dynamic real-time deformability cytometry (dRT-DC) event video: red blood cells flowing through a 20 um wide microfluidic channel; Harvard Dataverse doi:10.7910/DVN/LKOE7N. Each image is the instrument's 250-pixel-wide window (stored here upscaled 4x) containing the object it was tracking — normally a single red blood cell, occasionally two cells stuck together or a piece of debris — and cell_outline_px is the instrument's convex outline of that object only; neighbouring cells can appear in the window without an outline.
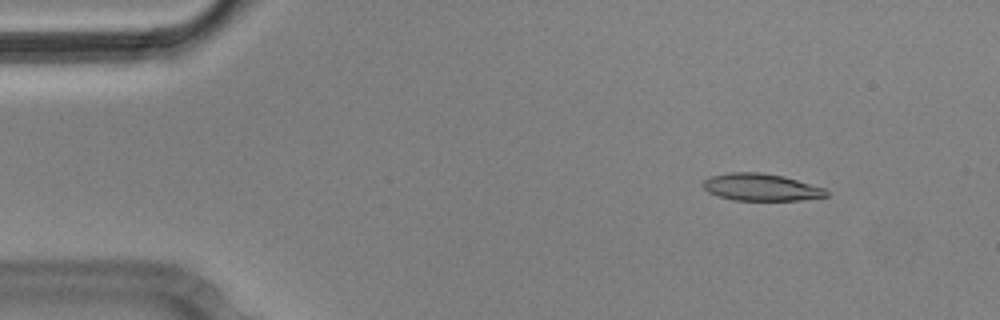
{"species": "Egyptian fruit bat (a non-hibernating species)", "species_latin": "Rousettus aegyptiacus", "temperature_condition": "cold", "stored_images_in_passage": 7, "camera_frame_rate_fps": 3000, "um_per_image_px": 0.085, "animal": {"sex": "male"}, "frame": {"image": 1, "passage_image": 2, "time_ms": 0.333, "image_size_px": [1000, 320], "cell_outline_px": [[828, 196], [800, 200], [732, 200], [708, 192], [704, 188], [704, 180], [712, 176], [728, 172], [760, 172], [784, 176], [824, 188], [828, 192]], "centroid_in_image_um": [64.7, 15.91], "position_along_channel_um": 20.3, "area_um2": 19.36}}
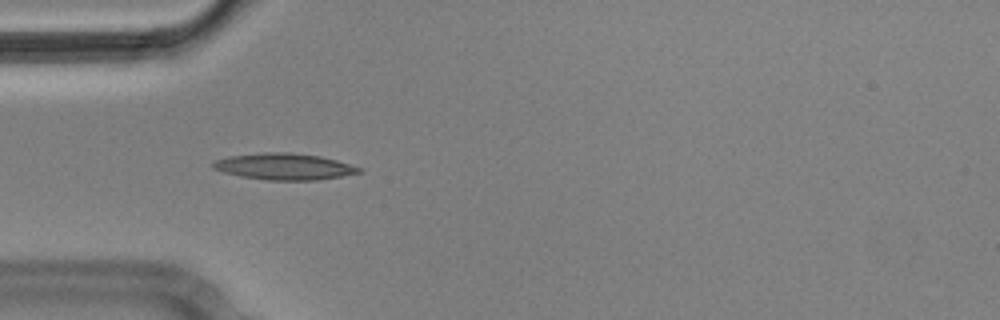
{"frame": {"image": 2, "passage_image": 5, "time_ms": 1.333, "image_size_px": [1000, 320], "cell_outline_px": [[364, 172], [316, 180], [268, 180], [240, 176], [224, 172], [212, 168], [212, 164], [216, 160], [228, 156], [264, 152], [288, 152], [320, 156], [336, 160], [360, 168]], "centroid_in_image_um": [24.14, 14.15], "position_along_channel_um": 60.9, "area_um2": 22.31}}
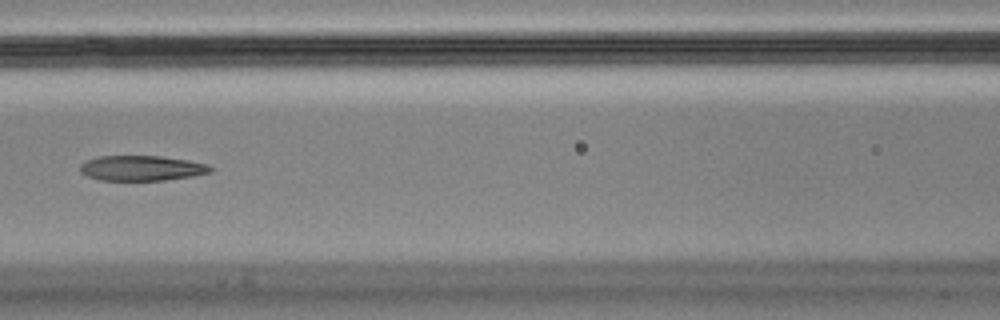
{"frame": {"image": 3, "passage_image": 7, "time_ms": 2.0, "image_size_px": [1000, 320], "cell_outline_px": [[212, 172], [192, 176], [164, 180], [100, 180], [88, 176], [80, 172], [80, 164], [84, 160], [96, 156], [160, 156], [188, 160], [208, 164], [212, 168]], "centroid_in_image_um": [12.01, 14.28], "position_along_channel_um": 154.6, "area_um2": 19.19}}